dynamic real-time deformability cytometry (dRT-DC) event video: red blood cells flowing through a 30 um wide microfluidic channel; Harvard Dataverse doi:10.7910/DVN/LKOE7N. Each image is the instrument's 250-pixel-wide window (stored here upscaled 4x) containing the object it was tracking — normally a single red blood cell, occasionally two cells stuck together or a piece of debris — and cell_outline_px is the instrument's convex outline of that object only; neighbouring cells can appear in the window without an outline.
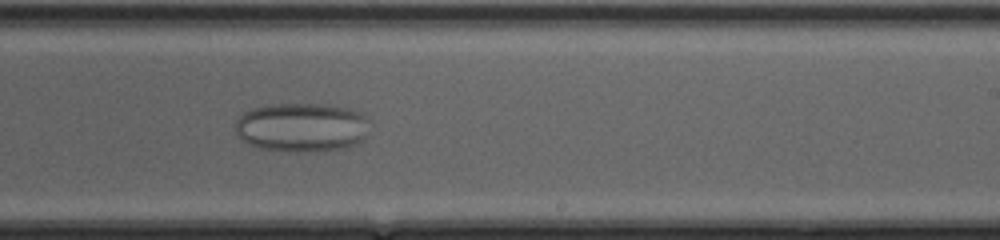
{"species": "common noctule bat (a hibernating species)", "species_latin": "Nyctalus noctula", "temperature_condition": "cold", "stored_images_in_passage": 53, "camera_frame_rate_fps": 3000, "um_per_image_px": 0.085, "animal": {"sex": "female", "body_mass_g": 20.0, "forearm_length_mm": 54.0}, "frame": {"image": 1, "passage_image": 35, "time_ms": 11.333, "image_size_px": [1000, 240], "cell_outline_px": [[368, 120], [364, 140], [360, 144], [344, 148], [308, 152], [288, 152], [256, 148], [248, 144], [236, 136], [236, 120], [244, 112], [252, 108], [268, 104], [328, 104], [352, 108], [360, 112]], "centroid_in_image_um": [25.63, 10.83], "position_along_channel_um": 263.4, "area_um2": 39.13}}